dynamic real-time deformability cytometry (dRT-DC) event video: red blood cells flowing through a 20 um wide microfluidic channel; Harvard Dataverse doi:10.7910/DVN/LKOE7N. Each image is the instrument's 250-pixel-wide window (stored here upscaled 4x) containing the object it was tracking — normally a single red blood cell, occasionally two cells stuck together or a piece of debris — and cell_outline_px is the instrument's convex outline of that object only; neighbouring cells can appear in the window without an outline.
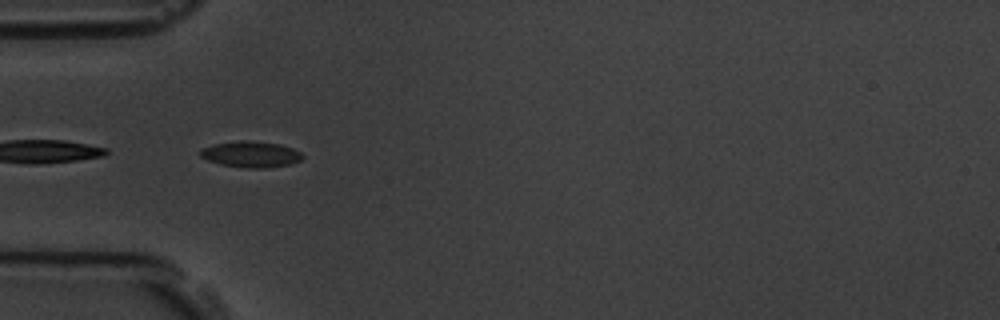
{"species": "common noctule bat (a hibernating species)", "species_latin": "Nyctalus noctula", "temperature_condition": "room temperature", "stored_images_in_passage": 10, "camera_frame_rate_fps": 3000, "um_per_image_px": 0.085, "animal": {"sex": "male", "body_mass_g": 19.5, "forearm_length_mm": 54.6}, "frame": {"image": 1, "passage_image": 5, "time_ms": 4.333, "image_size_px": [1000, 320], "cell_outline_px": [[304, 156], [300, 160], [288, 164], [264, 168], [248, 168], [220, 164], [208, 160], [200, 156], [200, 148], [212, 144], [236, 140], [244, 140], [280, 144], [292, 148], [300, 152]], "centroid_in_image_um": [21.28, 13.1], "position_along_channel_um": 63.7, "area_um2": 15.49}}
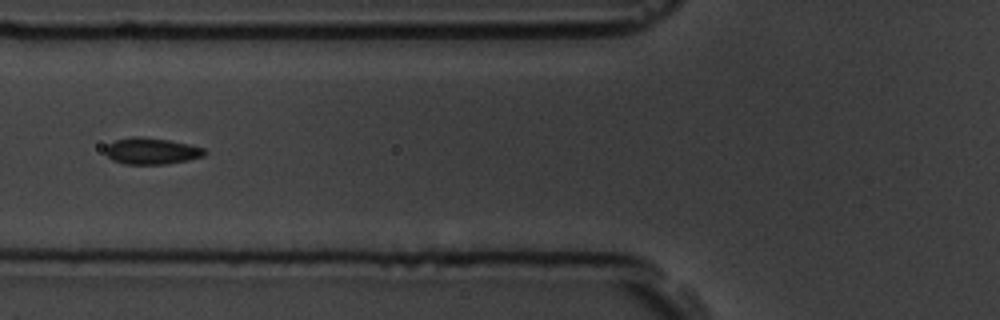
{"frame": {"image": 2, "passage_image": 6, "time_ms": 5.667, "image_size_px": [1000, 320], "cell_outline_px": [[208, 152], [204, 156], [188, 160], [164, 164], [124, 164], [112, 160], [104, 152], [104, 148], [108, 144], [116, 140], [132, 136], [140, 136], [168, 140], [188, 144], [204, 148]], "centroid_in_image_um": [12.86, 12.84], "position_along_channel_um": 112.9, "area_um2": 15.37}}
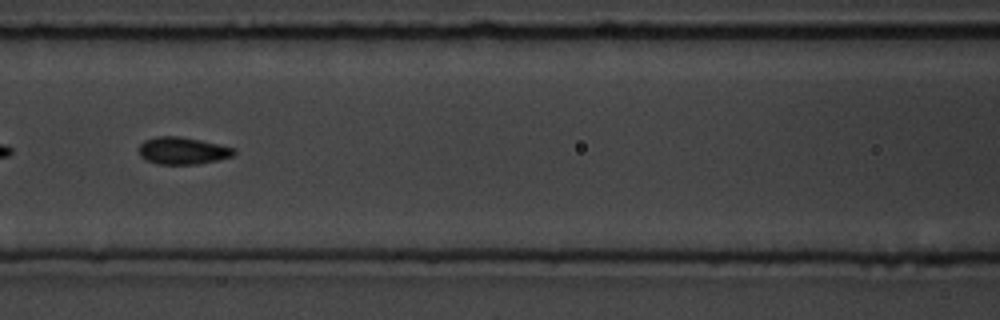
{"frame": {"image": 3, "passage_image": 7, "time_ms": 6.667, "image_size_px": [1000, 320], "cell_outline_px": [[236, 152], [232, 156], [216, 160], [196, 164], [160, 164], [144, 160], [140, 156], [140, 144], [144, 140], [156, 136], [180, 136], [200, 140], [236, 148]], "centroid_in_image_um": [15.51, 12.8], "position_along_channel_um": 151.1, "area_um2": 15.03}}